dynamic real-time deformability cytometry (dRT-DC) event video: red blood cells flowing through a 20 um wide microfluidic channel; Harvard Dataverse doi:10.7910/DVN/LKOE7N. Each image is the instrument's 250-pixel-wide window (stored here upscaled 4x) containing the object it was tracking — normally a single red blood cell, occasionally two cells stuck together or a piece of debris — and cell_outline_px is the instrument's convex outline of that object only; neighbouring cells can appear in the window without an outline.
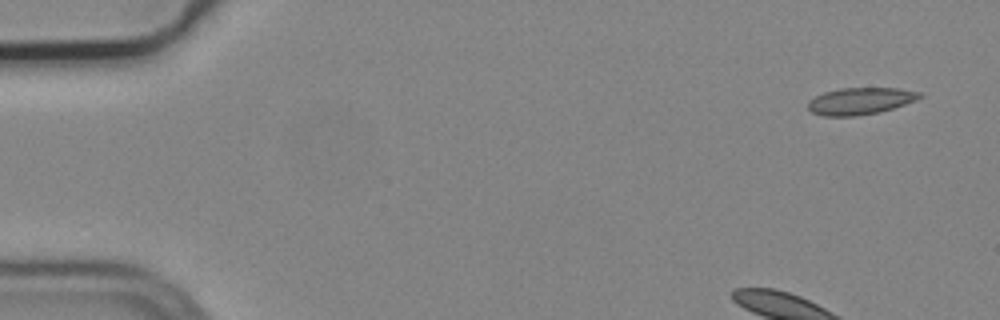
{"species": "common noctule bat (a hibernating species)", "species_latin": "Nyctalus noctula", "temperature_condition": "cold", "stored_images_in_passage": 6, "camera_frame_rate_fps": 3000, "um_per_image_px": 0.085, "animal": {"sex": "male", "body_mass_g": 19.2, "forearm_length_mm": 51.8}, "frame": {"image": 1, "passage_image": 1, "time_ms": 0.0, "image_size_px": [1000, 320], "cell_outline_px": [[924, 96], [916, 100], [880, 112], [856, 116], [824, 116], [812, 112], [808, 108], [808, 100], [824, 92], [840, 88], [900, 88], [924, 92]], "centroid_in_image_um": [73.16, 8.58], "position_along_channel_um": 11.8, "area_um2": 17.63}}
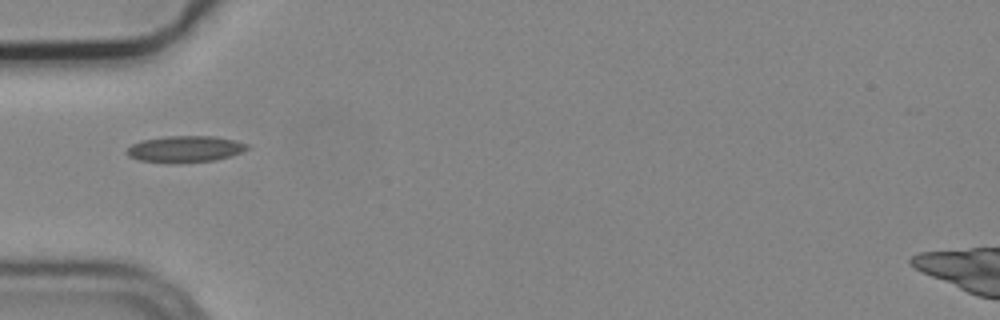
{"frame": {"image": 2, "passage_image": 5, "time_ms": 1.333, "image_size_px": [1000, 320], "cell_outline_px": [[248, 148], [232, 156], [216, 160], [176, 164], [140, 160], [128, 156], [124, 152], [132, 144], [140, 140], [164, 136], [216, 136], [236, 140], [248, 144]], "centroid_in_image_um": [15.72, 12.67], "position_along_channel_um": 69.3, "area_um2": 18.9}}
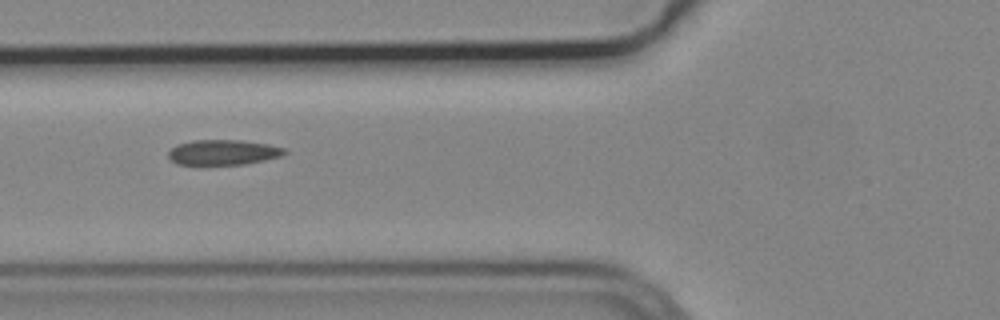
{"frame": {"image": 3, "passage_image": 6, "time_ms": 1.667, "image_size_px": [1000, 320], "cell_outline_px": [[288, 152], [280, 156], [264, 160], [244, 164], [200, 168], [196, 168], [176, 164], [168, 156], [168, 152], [176, 144], [192, 140], [240, 140], [268, 144], [284, 148]], "centroid_in_image_um": [18.87, 13.0], "position_along_channel_um": 106.9, "area_um2": 17.98}}